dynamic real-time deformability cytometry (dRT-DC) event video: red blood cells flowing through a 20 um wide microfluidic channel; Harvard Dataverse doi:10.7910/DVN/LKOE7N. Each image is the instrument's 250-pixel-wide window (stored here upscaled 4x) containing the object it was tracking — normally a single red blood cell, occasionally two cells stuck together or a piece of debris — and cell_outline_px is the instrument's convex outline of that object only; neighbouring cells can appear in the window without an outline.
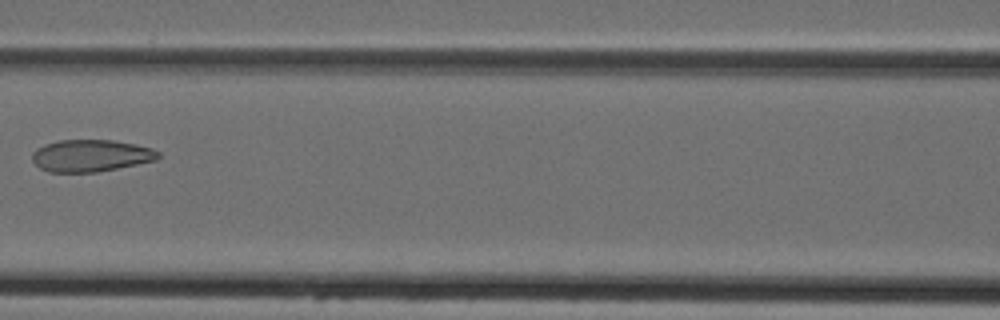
{"species": "Egyptian fruit bat (a non-hibernating species)", "species_latin": "Rousettus aegyptiacus", "temperature_condition": "cold", "stored_images_in_passage": 3, "camera_frame_rate_fps": 3000, "um_per_image_px": 0.085, "animal": {"sex": "female"}, "frame": {"image": 1, "passage_image": 3, "time_ms": 2.333, "image_size_px": [1000, 320], "cell_outline_px": [[160, 156], [156, 160], [96, 172], [48, 172], [40, 168], [32, 160], [32, 152], [36, 148], [44, 144], [60, 140], [112, 140], [136, 144], [152, 148], [160, 152]], "centroid_in_image_um": [7.7, 13.22], "position_along_channel_um": 158.9, "area_um2": 23.52}}